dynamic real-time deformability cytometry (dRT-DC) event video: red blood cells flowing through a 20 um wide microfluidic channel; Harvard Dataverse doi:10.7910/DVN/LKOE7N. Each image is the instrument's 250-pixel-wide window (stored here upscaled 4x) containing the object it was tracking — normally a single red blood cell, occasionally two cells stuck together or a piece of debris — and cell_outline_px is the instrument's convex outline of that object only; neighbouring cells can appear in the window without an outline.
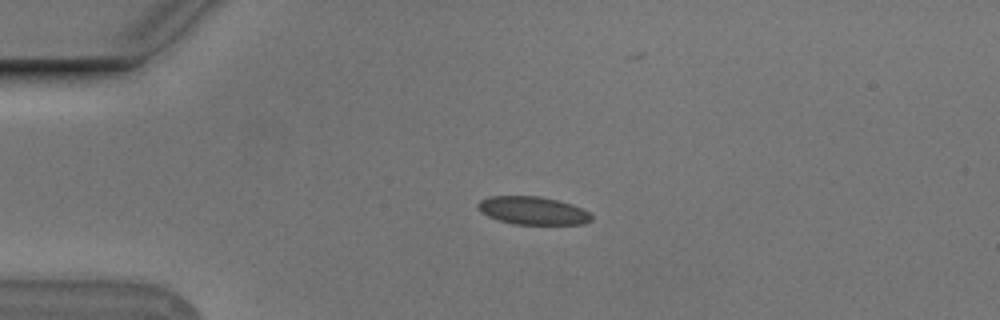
{"species": "Egyptian fruit bat (a non-hibernating species)", "species_latin": "Rousettus aegyptiacus", "temperature_condition": "cold", "stored_images_in_passage": 43, "camera_frame_rate_fps": 3000, "um_per_image_px": 0.085, "animal": {"sex": "male"}, "frame": {"image": 1, "passage_image": 1, "time_ms": 0.0, "image_size_px": [1000, 320], "cell_outline_px": [[592, 220], [584, 224], [512, 224], [488, 216], [480, 212], [476, 204], [480, 200], [488, 196], [540, 196], [572, 204], [588, 212], [592, 216]], "centroid_in_image_um": [45.26, 17.9], "position_along_channel_um": 39.7, "area_um2": 18.5}}
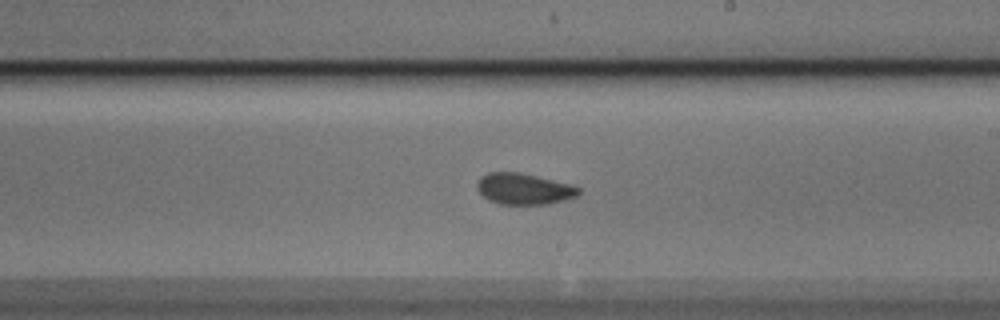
{"frame": {"image": 2, "passage_image": 20, "time_ms": 6.333, "image_size_px": [1000, 320], "cell_outline_px": [[580, 192], [576, 196], [564, 200], [548, 204], [500, 204], [488, 200], [476, 188], [476, 184], [480, 176], [488, 172], [516, 172], [536, 176], [568, 184], [580, 188]], "centroid_in_image_um": [44.48, 16.06], "position_along_channel_um": 244.5, "area_um2": 18.26}}
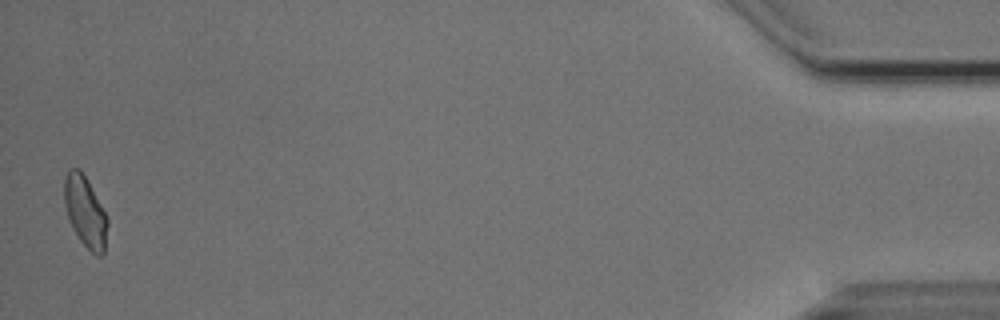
{"frame": {"image": 3, "passage_image": 42, "time_ms": 13.667, "image_size_px": [1000, 320], "cell_outline_px": [[108, 224], [104, 252], [100, 256], [96, 256], [80, 240], [72, 228], [68, 220], [64, 204], [64, 180], [68, 168], [80, 168], [88, 180], [108, 220]], "centroid_in_image_um": [7.22, 17.97], "position_along_channel_um": 428.0, "area_um2": 17.86}, "authors_computed_cell_mechanics": {"area_um2": 18.3804, "velocity_mm_per_s": 3.7482, "shape_relaxation_time_tau1_ms": 8.1592, "shape_relaxation_time_tau2_ms": 1.7417, "deformation_change_tau1": 0.1235, "deformation_change_tau2": 0.0508}}